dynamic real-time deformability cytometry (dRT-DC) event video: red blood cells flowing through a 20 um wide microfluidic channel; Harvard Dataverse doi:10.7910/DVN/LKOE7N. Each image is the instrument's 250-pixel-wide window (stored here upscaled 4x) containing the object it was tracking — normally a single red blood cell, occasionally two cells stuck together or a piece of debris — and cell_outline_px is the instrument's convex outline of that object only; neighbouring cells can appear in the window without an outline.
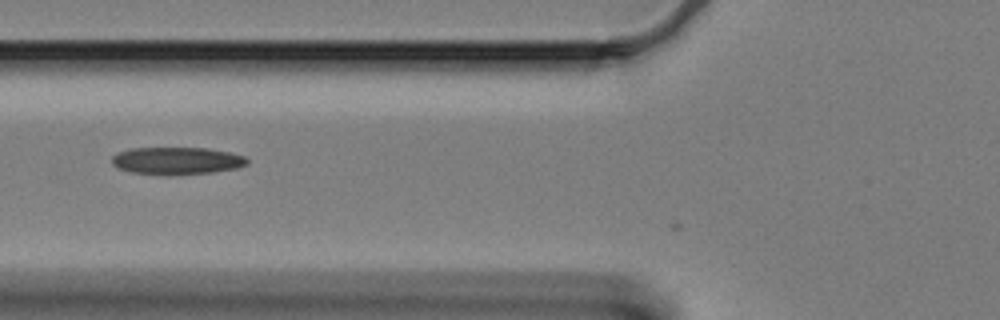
{"species": "Egyptian fruit bat (a non-hibernating species)", "species_latin": "Rousettus aegyptiacus", "temperature_condition": "cold", "stored_images_in_passage": 10, "camera_frame_rate_fps": 3000, "um_per_image_px": 0.085, "animal": {"sex": "female"}, "frame": {"image": 1, "passage_image": 4, "time_ms": 1.0, "image_size_px": [1000, 320], "cell_outline_px": [[248, 164], [236, 168], [212, 172], [132, 172], [120, 168], [112, 164], [112, 156], [120, 152], [132, 148], [204, 148], [228, 152], [244, 156], [248, 160]], "centroid_in_image_um": [15.06, 13.61], "position_along_channel_um": 110.7, "area_um2": 20.35}}
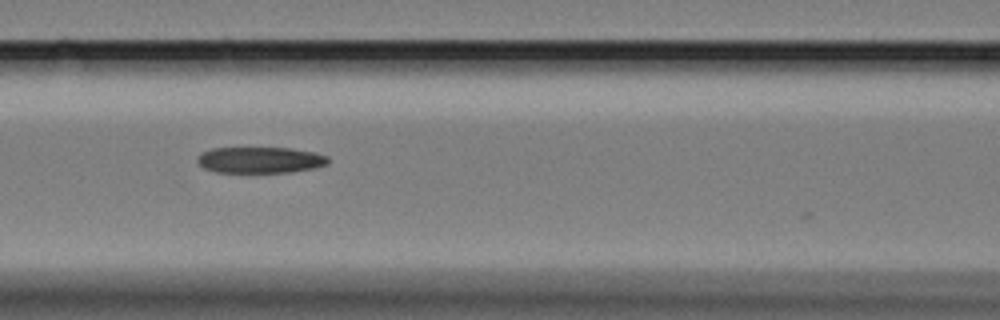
{"frame": {"image": 2, "passage_image": 7, "time_ms": 2.0, "image_size_px": [1000, 320], "cell_outline_px": [[328, 164], [312, 168], [288, 172], [216, 172], [204, 168], [196, 160], [196, 156], [200, 152], [212, 148], [292, 148], [316, 152], [328, 156]], "centroid_in_image_um": [22.09, 13.58], "position_along_channel_um": 144.5, "area_um2": 20.0}}